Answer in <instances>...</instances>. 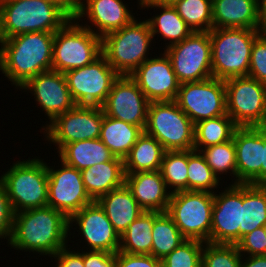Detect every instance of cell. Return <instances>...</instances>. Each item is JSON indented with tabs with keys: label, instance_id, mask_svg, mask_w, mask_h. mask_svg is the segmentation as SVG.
Instances as JSON below:
<instances>
[{
	"label": "cell",
	"instance_id": "277c9868",
	"mask_svg": "<svg viewBox=\"0 0 266 267\" xmlns=\"http://www.w3.org/2000/svg\"><path fill=\"white\" fill-rule=\"evenodd\" d=\"M263 30L212 28L209 36L213 77L225 81L248 76L253 42Z\"/></svg>",
	"mask_w": 266,
	"mask_h": 267
},
{
	"label": "cell",
	"instance_id": "2e32d148",
	"mask_svg": "<svg viewBox=\"0 0 266 267\" xmlns=\"http://www.w3.org/2000/svg\"><path fill=\"white\" fill-rule=\"evenodd\" d=\"M52 164H54V166L47 163V206L63 212L70 218L81 208L91 204L93 200L85 190L80 170L68 166L60 159L57 163L59 166L55 167V163Z\"/></svg>",
	"mask_w": 266,
	"mask_h": 267
},
{
	"label": "cell",
	"instance_id": "ee69618b",
	"mask_svg": "<svg viewBox=\"0 0 266 267\" xmlns=\"http://www.w3.org/2000/svg\"><path fill=\"white\" fill-rule=\"evenodd\" d=\"M116 267H162V261L151 254L116 253Z\"/></svg>",
	"mask_w": 266,
	"mask_h": 267
},
{
	"label": "cell",
	"instance_id": "e0dca14e",
	"mask_svg": "<svg viewBox=\"0 0 266 267\" xmlns=\"http://www.w3.org/2000/svg\"><path fill=\"white\" fill-rule=\"evenodd\" d=\"M149 104L137 83L130 76L120 75L101 108L106 116L145 130Z\"/></svg>",
	"mask_w": 266,
	"mask_h": 267
},
{
	"label": "cell",
	"instance_id": "7bdbcfd3",
	"mask_svg": "<svg viewBox=\"0 0 266 267\" xmlns=\"http://www.w3.org/2000/svg\"><path fill=\"white\" fill-rule=\"evenodd\" d=\"M14 222V211L4 184L0 181V239L9 243ZM6 239V240H5Z\"/></svg>",
	"mask_w": 266,
	"mask_h": 267
},
{
	"label": "cell",
	"instance_id": "d590c367",
	"mask_svg": "<svg viewBox=\"0 0 266 267\" xmlns=\"http://www.w3.org/2000/svg\"><path fill=\"white\" fill-rule=\"evenodd\" d=\"M187 167V191L215 193L220 186L222 189L224 184L214 174L200 151L188 150Z\"/></svg>",
	"mask_w": 266,
	"mask_h": 267
},
{
	"label": "cell",
	"instance_id": "4fadbf2b",
	"mask_svg": "<svg viewBox=\"0 0 266 267\" xmlns=\"http://www.w3.org/2000/svg\"><path fill=\"white\" fill-rule=\"evenodd\" d=\"M64 76L76 105L101 107L120 75L101 55L89 65L65 72Z\"/></svg>",
	"mask_w": 266,
	"mask_h": 267
},
{
	"label": "cell",
	"instance_id": "4316f807",
	"mask_svg": "<svg viewBox=\"0 0 266 267\" xmlns=\"http://www.w3.org/2000/svg\"><path fill=\"white\" fill-rule=\"evenodd\" d=\"M97 202L120 236L144 211L126 184L101 196Z\"/></svg>",
	"mask_w": 266,
	"mask_h": 267
},
{
	"label": "cell",
	"instance_id": "5bb4252c",
	"mask_svg": "<svg viewBox=\"0 0 266 267\" xmlns=\"http://www.w3.org/2000/svg\"><path fill=\"white\" fill-rule=\"evenodd\" d=\"M175 102L193 124L226 115L225 81L211 77L182 83Z\"/></svg>",
	"mask_w": 266,
	"mask_h": 267
},
{
	"label": "cell",
	"instance_id": "44dd1931",
	"mask_svg": "<svg viewBox=\"0 0 266 267\" xmlns=\"http://www.w3.org/2000/svg\"><path fill=\"white\" fill-rule=\"evenodd\" d=\"M232 138L236 150L237 184L261 185L264 126L237 127Z\"/></svg>",
	"mask_w": 266,
	"mask_h": 267
},
{
	"label": "cell",
	"instance_id": "8d00e7d4",
	"mask_svg": "<svg viewBox=\"0 0 266 267\" xmlns=\"http://www.w3.org/2000/svg\"><path fill=\"white\" fill-rule=\"evenodd\" d=\"M172 6L193 32L213 28L212 0H178Z\"/></svg>",
	"mask_w": 266,
	"mask_h": 267
},
{
	"label": "cell",
	"instance_id": "30bf717a",
	"mask_svg": "<svg viewBox=\"0 0 266 267\" xmlns=\"http://www.w3.org/2000/svg\"><path fill=\"white\" fill-rule=\"evenodd\" d=\"M226 113L238 127L266 126V84L249 76L225 80Z\"/></svg>",
	"mask_w": 266,
	"mask_h": 267
},
{
	"label": "cell",
	"instance_id": "74e56055",
	"mask_svg": "<svg viewBox=\"0 0 266 267\" xmlns=\"http://www.w3.org/2000/svg\"><path fill=\"white\" fill-rule=\"evenodd\" d=\"M187 151H165L160 173L171 193L187 190Z\"/></svg>",
	"mask_w": 266,
	"mask_h": 267
},
{
	"label": "cell",
	"instance_id": "ffe728a7",
	"mask_svg": "<svg viewBox=\"0 0 266 267\" xmlns=\"http://www.w3.org/2000/svg\"><path fill=\"white\" fill-rule=\"evenodd\" d=\"M225 186L214 193L210 243L236 244L241 223L242 184Z\"/></svg>",
	"mask_w": 266,
	"mask_h": 267
},
{
	"label": "cell",
	"instance_id": "5b68a950",
	"mask_svg": "<svg viewBox=\"0 0 266 267\" xmlns=\"http://www.w3.org/2000/svg\"><path fill=\"white\" fill-rule=\"evenodd\" d=\"M30 158L13 162L0 176L14 213L48 205L47 162Z\"/></svg>",
	"mask_w": 266,
	"mask_h": 267
},
{
	"label": "cell",
	"instance_id": "ba28073f",
	"mask_svg": "<svg viewBox=\"0 0 266 267\" xmlns=\"http://www.w3.org/2000/svg\"><path fill=\"white\" fill-rule=\"evenodd\" d=\"M144 132L165 151L194 150V124L175 101L150 102Z\"/></svg>",
	"mask_w": 266,
	"mask_h": 267
},
{
	"label": "cell",
	"instance_id": "f5cc1de1",
	"mask_svg": "<svg viewBox=\"0 0 266 267\" xmlns=\"http://www.w3.org/2000/svg\"><path fill=\"white\" fill-rule=\"evenodd\" d=\"M8 1H11V0H0V5H2L3 3H6Z\"/></svg>",
	"mask_w": 266,
	"mask_h": 267
},
{
	"label": "cell",
	"instance_id": "cb8c5ba5",
	"mask_svg": "<svg viewBox=\"0 0 266 267\" xmlns=\"http://www.w3.org/2000/svg\"><path fill=\"white\" fill-rule=\"evenodd\" d=\"M125 184L144 211L167 212L172 193L160 171L125 174Z\"/></svg>",
	"mask_w": 266,
	"mask_h": 267
},
{
	"label": "cell",
	"instance_id": "8992f818",
	"mask_svg": "<svg viewBox=\"0 0 266 267\" xmlns=\"http://www.w3.org/2000/svg\"><path fill=\"white\" fill-rule=\"evenodd\" d=\"M140 20L135 18L130 24L101 38L102 55L119 75L130 76L151 57L153 36L145 17Z\"/></svg>",
	"mask_w": 266,
	"mask_h": 267
},
{
	"label": "cell",
	"instance_id": "9a60e30c",
	"mask_svg": "<svg viewBox=\"0 0 266 267\" xmlns=\"http://www.w3.org/2000/svg\"><path fill=\"white\" fill-rule=\"evenodd\" d=\"M72 230L74 231L73 233H71ZM75 230L78 232L77 235ZM74 234L78 238L81 236L79 243L83 241L86 244L84 245L83 243L82 250L86 248L85 250L105 251L108 253H117L119 251L120 235L116 232L104 209L97 201L84 206L69 218V239H71L72 235L74 240Z\"/></svg>",
	"mask_w": 266,
	"mask_h": 267
},
{
	"label": "cell",
	"instance_id": "ac0fdd59",
	"mask_svg": "<svg viewBox=\"0 0 266 267\" xmlns=\"http://www.w3.org/2000/svg\"><path fill=\"white\" fill-rule=\"evenodd\" d=\"M19 90L30 93L35 98L38 108H42L44 115L49 121H46L44 128L56 116L71 110L74 103L64 73L49 70L30 78Z\"/></svg>",
	"mask_w": 266,
	"mask_h": 267
},
{
	"label": "cell",
	"instance_id": "d4e9b609",
	"mask_svg": "<svg viewBox=\"0 0 266 267\" xmlns=\"http://www.w3.org/2000/svg\"><path fill=\"white\" fill-rule=\"evenodd\" d=\"M136 7H138V10L145 9L146 11L154 9V12L155 10L156 12L158 11L155 15L153 13L152 17L146 18L145 20L149 24L153 40L155 41L156 36L164 39L165 43L163 44L165 47L163 49L181 42L193 32L172 5L138 4Z\"/></svg>",
	"mask_w": 266,
	"mask_h": 267
},
{
	"label": "cell",
	"instance_id": "bcb514c9",
	"mask_svg": "<svg viewBox=\"0 0 266 267\" xmlns=\"http://www.w3.org/2000/svg\"><path fill=\"white\" fill-rule=\"evenodd\" d=\"M83 263L85 267H116V253L84 250Z\"/></svg>",
	"mask_w": 266,
	"mask_h": 267
},
{
	"label": "cell",
	"instance_id": "c3c4849f",
	"mask_svg": "<svg viewBox=\"0 0 266 267\" xmlns=\"http://www.w3.org/2000/svg\"><path fill=\"white\" fill-rule=\"evenodd\" d=\"M241 267H266V256L255 255L241 257Z\"/></svg>",
	"mask_w": 266,
	"mask_h": 267
},
{
	"label": "cell",
	"instance_id": "7a4b0ae2",
	"mask_svg": "<svg viewBox=\"0 0 266 267\" xmlns=\"http://www.w3.org/2000/svg\"><path fill=\"white\" fill-rule=\"evenodd\" d=\"M55 32H28L0 39V71L18 90L30 78L52 70Z\"/></svg>",
	"mask_w": 266,
	"mask_h": 267
},
{
	"label": "cell",
	"instance_id": "7dc6e473",
	"mask_svg": "<svg viewBox=\"0 0 266 267\" xmlns=\"http://www.w3.org/2000/svg\"><path fill=\"white\" fill-rule=\"evenodd\" d=\"M58 5L64 12H66L71 18H76L80 13L85 0H52Z\"/></svg>",
	"mask_w": 266,
	"mask_h": 267
},
{
	"label": "cell",
	"instance_id": "52a82bcc",
	"mask_svg": "<svg viewBox=\"0 0 266 267\" xmlns=\"http://www.w3.org/2000/svg\"><path fill=\"white\" fill-rule=\"evenodd\" d=\"M101 55V37L75 18L54 34L52 70L65 73L89 65Z\"/></svg>",
	"mask_w": 266,
	"mask_h": 267
},
{
	"label": "cell",
	"instance_id": "b9f144b4",
	"mask_svg": "<svg viewBox=\"0 0 266 267\" xmlns=\"http://www.w3.org/2000/svg\"><path fill=\"white\" fill-rule=\"evenodd\" d=\"M236 246L241 255H263L266 248V226L259 227L244 235Z\"/></svg>",
	"mask_w": 266,
	"mask_h": 267
},
{
	"label": "cell",
	"instance_id": "4dcf8cb0",
	"mask_svg": "<svg viewBox=\"0 0 266 267\" xmlns=\"http://www.w3.org/2000/svg\"><path fill=\"white\" fill-rule=\"evenodd\" d=\"M164 153L163 146L143 132L124 158L125 174L159 171Z\"/></svg>",
	"mask_w": 266,
	"mask_h": 267
},
{
	"label": "cell",
	"instance_id": "e575fe53",
	"mask_svg": "<svg viewBox=\"0 0 266 267\" xmlns=\"http://www.w3.org/2000/svg\"><path fill=\"white\" fill-rule=\"evenodd\" d=\"M200 152L220 181L230 174L231 178H228L232 180L229 183L237 184L236 150L233 138L225 143L203 148Z\"/></svg>",
	"mask_w": 266,
	"mask_h": 267
},
{
	"label": "cell",
	"instance_id": "db71d44e",
	"mask_svg": "<svg viewBox=\"0 0 266 267\" xmlns=\"http://www.w3.org/2000/svg\"><path fill=\"white\" fill-rule=\"evenodd\" d=\"M260 4H262L264 2V0H257Z\"/></svg>",
	"mask_w": 266,
	"mask_h": 267
},
{
	"label": "cell",
	"instance_id": "681fc988",
	"mask_svg": "<svg viewBox=\"0 0 266 267\" xmlns=\"http://www.w3.org/2000/svg\"><path fill=\"white\" fill-rule=\"evenodd\" d=\"M261 185H266V126H264L263 165L261 167Z\"/></svg>",
	"mask_w": 266,
	"mask_h": 267
},
{
	"label": "cell",
	"instance_id": "6da1fadb",
	"mask_svg": "<svg viewBox=\"0 0 266 267\" xmlns=\"http://www.w3.org/2000/svg\"><path fill=\"white\" fill-rule=\"evenodd\" d=\"M69 218L46 206L14 213L9 245L22 252L53 257L69 243Z\"/></svg>",
	"mask_w": 266,
	"mask_h": 267
},
{
	"label": "cell",
	"instance_id": "f907efd6",
	"mask_svg": "<svg viewBox=\"0 0 266 267\" xmlns=\"http://www.w3.org/2000/svg\"><path fill=\"white\" fill-rule=\"evenodd\" d=\"M178 0H137V4L173 5Z\"/></svg>",
	"mask_w": 266,
	"mask_h": 267
},
{
	"label": "cell",
	"instance_id": "9c48e42d",
	"mask_svg": "<svg viewBox=\"0 0 266 267\" xmlns=\"http://www.w3.org/2000/svg\"><path fill=\"white\" fill-rule=\"evenodd\" d=\"M214 193L179 191L171 194L167 213L187 240L210 242Z\"/></svg>",
	"mask_w": 266,
	"mask_h": 267
},
{
	"label": "cell",
	"instance_id": "f1b7e54d",
	"mask_svg": "<svg viewBox=\"0 0 266 267\" xmlns=\"http://www.w3.org/2000/svg\"><path fill=\"white\" fill-rule=\"evenodd\" d=\"M144 130L104 114L99 139L114 154L124 159Z\"/></svg>",
	"mask_w": 266,
	"mask_h": 267
},
{
	"label": "cell",
	"instance_id": "d6a6232c",
	"mask_svg": "<svg viewBox=\"0 0 266 267\" xmlns=\"http://www.w3.org/2000/svg\"><path fill=\"white\" fill-rule=\"evenodd\" d=\"M186 239L167 212H155L151 255L162 260Z\"/></svg>",
	"mask_w": 266,
	"mask_h": 267
},
{
	"label": "cell",
	"instance_id": "83f0119b",
	"mask_svg": "<svg viewBox=\"0 0 266 267\" xmlns=\"http://www.w3.org/2000/svg\"><path fill=\"white\" fill-rule=\"evenodd\" d=\"M114 157V154L99 138L66 144L58 152L60 160L80 171L93 165L111 161Z\"/></svg>",
	"mask_w": 266,
	"mask_h": 267
},
{
	"label": "cell",
	"instance_id": "484cf974",
	"mask_svg": "<svg viewBox=\"0 0 266 267\" xmlns=\"http://www.w3.org/2000/svg\"><path fill=\"white\" fill-rule=\"evenodd\" d=\"M82 180L88 195L93 201L125 184L124 159L114 157L81 170Z\"/></svg>",
	"mask_w": 266,
	"mask_h": 267
},
{
	"label": "cell",
	"instance_id": "603a6c76",
	"mask_svg": "<svg viewBox=\"0 0 266 267\" xmlns=\"http://www.w3.org/2000/svg\"><path fill=\"white\" fill-rule=\"evenodd\" d=\"M213 28L264 29L265 19L257 0H212Z\"/></svg>",
	"mask_w": 266,
	"mask_h": 267
},
{
	"label": "cell",
	"instance_id": "7c38bea8",
	"mask_svg": "<svg viewBox=\"0 0 266 267\" xmlns=\"http://www.w3.org/2000/svg\"><path fill=\"white\" fill-rule=\"evenodd\" d=\"M180 84L213 77L209 32H192L181 42L163 49Z\"/></svg>",
	"mask_w": 266,
	"mask_h": 267
},
{
	"label": "cell",
	"instance_id": "7402d4cb",
	"mask_svg": "<svg viewBox=\"0 0 266 267\" xmlns=\"http://www.w3.org/2000/svg\"><path fill=\"white\" fill-rule=\"evenodd\" d=\"M125 0H85L76 20L101 38L112 31L130 24L136 13H132ZM87 20L85 21V19ZM84 22L86 23H83ZM89 22V23H88ZM95 26V27H94Z\"/></svg>",
	"mask_w": 266,
	"mask_h": 267
},
{
	"label": "cell",
	"instance_id": "8fae6325",
	"mask_svg": "<svg viewBox=\"0 0 266 267\" xmlns=\"http://www.w3.org/2000/svg\"><path fill=\"white\" fill-rule=\"evenodd\" d=\"M104 112L98 106L75 105L71 110L56 116L40 133L44 140L54 144L57 153L69 143L100 137Z\"/></svg>",
	"mask_w": 266,
	"mask_h": 267
},
{
	"label": "cell",
	"instance_id": "f546056e",
	"mask_svg": "<svg viewBox=\"0 0 266 267\" xmlns=\"http://www.w3.org/2000/svg\"><path fill=\"white\" fill-rule=\"evenodd\" d=\"M262 226H266V185L242 184L239 240Z\"/></svg>",
	"mask_w": 266,
	"mask_h": 267
},
{
	"label": "cell",
	"instance_id": "d6986e66",
	"mask_svg": "<svg viewBox=\"0 0 266 267\" xmlns=\"http://www.w3.org/2000/svg\"><path fill=\"white\" fill-rule=\"evenodd\" d=\"M130 77L150 102L175 101L180 83L165 52L145 60Z\"/></svg>",
	"mask_w": 266,
	"mask_h": 267
},
{
	"label": "cell",
	"instance_id": "f6af8a7d",
	"mask_svg": "<svg viewBox=\"0 0 266 267\" xmlns=\"http://www.w3.org/2000/svg\"><path fill=\"white\" fill-rule=\"evenodd\" d=\"M67 245L66 247L59 250L53 257L51 261L56 262L53 267H85L83 263V250L75 251L71 249L72 246Z\"/></svg>",
	"mask_w": 266,
	"mask_h": 267
},
{
	"label": "cell",
	"instance_id": "1f68e13d",
	"mask_svg": "<svg viewBox=\"0 0 266 267\" xmlns=\"http://www.w3.org/2000/svg\"><path fill=\"white\" fill-rule=\"evenodd\" d=\"M155 211H143L120 236L119 251L128 254H151Z\"/></svg>",
	"mask_w": 266,
	"mask_h": 267
},
{
	"label": "cell",
	"instance_id": "ab89813d",
	"mask_svg": "<svg viewBox=\"0 0 266 267\" xmlns=\"http://www.w3.org/2000/svg\"><path fill=\"white\" fill-rule=\"evenodd\" d=\"M203 247L204 242L186 239L161 260L162 267H202Z\"/></svg>",
	"mask_w": 266,
	"mask_h": 267
},
{
	"label": "cell",
	"instance_id": "836d02e7",
	"mask_svg": "<svg viewBox=\"0 0 266 267\" xmlns=\"http://www.w3.org/2000/svg\"><path fill=\"white\" fill-rule=\"evenodd\" d=\"M237 127L227 114L194 124V150L231 140Z\"/></svg>",
	"mask_w": 266,
	"mask_h": 267
},
{
	"label": "cell",
	"instance_id": "816d5d0a",
	"mask_svg": "<svg viewBox=\"0 0 266 267\" xmlns=\"http://www.w3.org/2000/svg\"><path fill=\"white\" fill-rule=\"evenodd\" d=\"M261 7H262L263 17L266 20V0H264V2L261 4Z\"/></svg>",
	"mask_w": 266,
	"mask_h": 267
},
{
	"label": "cell",
	"instance_id": "3957f363",
	"mask_svg": "<svg viewBox=\"0 0 266 267\" xmlns=\"http://www.w3.org/2000/svg\"><path fill=\"white\" fill-rule=\"evenodd\" d=\"M70 19L52 0H11L0 5V39L28 32H56Z\"/></svg>",
	"mask_w": 266,
	"mask_h": 267
},
{
	"label": "cell",
	"instance_id": "60d3db41",
	"mask_svg": "<svg viewBox=\"0 0 266 267\" xmlns=\"http://www.w3.org/2000/svg\"><path fill=\"white\" fill-rule=\"evenodd\" d=\"M248 76L266 84V31L263 30L254 40Z\"/></svg>",
	"mask_w": 266,
	"mask_h": 267
},
{
	"label": "cell",
	"instance_id": "f35d334b",
	"mask_svg": "<svg viewBox=\"0 0 266 267\" xmlns=\"http://www.w3.org/2000/svg\"><path fill=\"white\" fill-rule=\"evenodd\" d=\"M241 257L236 244L206 242L202 250V267H241Z\"/></svg>",
	"mask_w": 266,
	"mask_h": 267
}]
</instances>
